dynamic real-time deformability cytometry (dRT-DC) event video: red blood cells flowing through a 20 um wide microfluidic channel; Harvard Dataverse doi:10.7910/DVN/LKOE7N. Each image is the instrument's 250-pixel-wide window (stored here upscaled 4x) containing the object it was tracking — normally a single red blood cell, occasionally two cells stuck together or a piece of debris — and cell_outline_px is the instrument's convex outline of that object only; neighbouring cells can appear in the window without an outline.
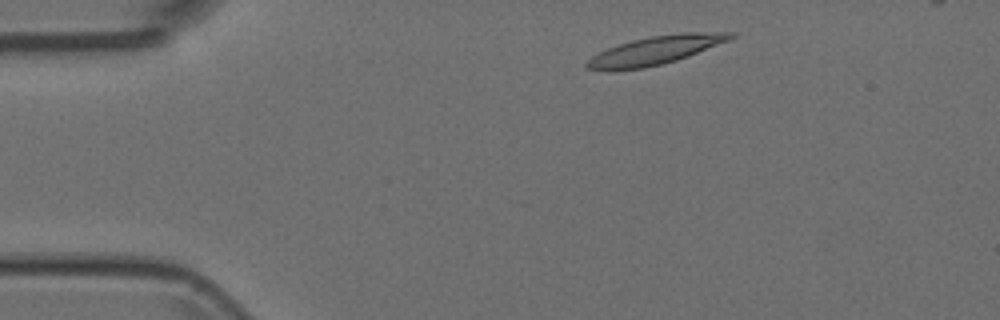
{"species": "Egyptian fruit bat (a non-hibernating species)", "species_latin": "Rousettus aegyptiacus", "temperature_condition": "room temperature", "stored_images_in_passage": 3, "camera_frame_rate_fps": 3000, "um_per_image_px": 0.085, "animal": {"sex": "female"}, "frame": {"image": 1, "passage_image": 1, "time_ms": 0.0, "image_size_px": [1000, 320], "cell_outline_px": [[736, 36], [728, 40], [688, 56], [676, 60], [644, 68], [608, 72], [588, 68], [584, 64], [592, 56], [608, 48], [632, 40], [652, 36], [684, 32], [736, 32]], "centroid_in_image_um": [55.68, 4.29], "position_along_channel_um": 29.3, "area_um2": 23.64}}